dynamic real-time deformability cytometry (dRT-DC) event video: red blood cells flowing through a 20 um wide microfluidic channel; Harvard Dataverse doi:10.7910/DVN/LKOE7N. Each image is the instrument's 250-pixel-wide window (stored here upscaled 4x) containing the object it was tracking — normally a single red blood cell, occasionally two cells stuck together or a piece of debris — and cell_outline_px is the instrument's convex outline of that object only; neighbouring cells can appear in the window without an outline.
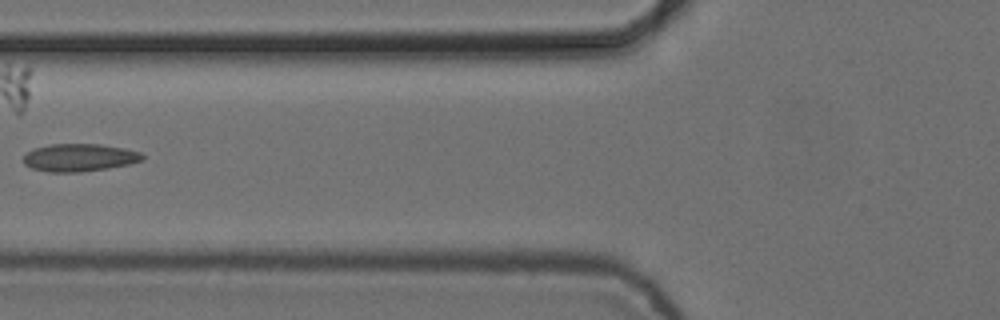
{"species": "common noctule bat (a hibernating species)", "species_latin": "Nyctalus noctula", "temperature_condition": "cold", "stored_images_in_passage": 5, "camera_frame_rate_fps": 3000, "um_per_image_px": 0.085, "animal": {"sex": "female", "body_mass_g": 24.6, "forearm_length_mm": 56.2}, "frame": {"image": 1, "passage_image": 3, "time_ms": 0.667, "image_size_px": [1000, 320], "cell_outline_px": [[144, 160], [128, 164], [108, 168], [80, 172], [48, 172], [32, 168], [24, 164], [24, 156], [32, 148], [52, 144], [100, 144], [124, 148], [140, 152], [144, 156]], "centroid_in_image_um": [6.74, 13.39], "position_along_channel_um": 119.1, "area_um2": 19.19}}
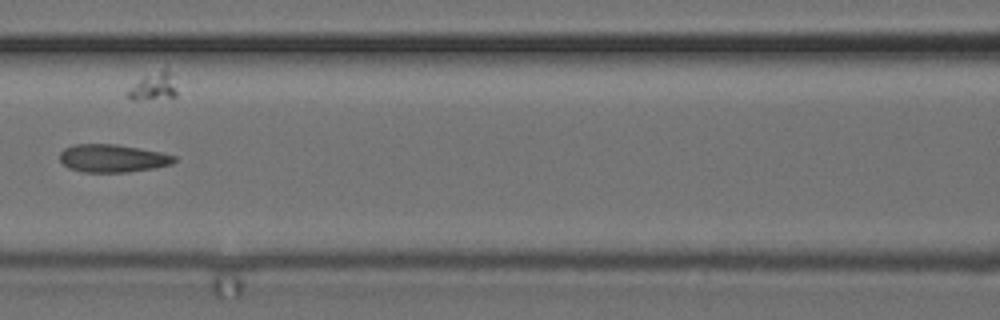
{"frame": {"image": 2, "passage_image": 4, "time_ms": 1.0, "image_size_px": [1000, 320], "cell_outline_px": [[176, 160], [172, 164], [152, 168], [128, 172], [84, 172], [68, 168], [60, 160], [60, 152], [64, 148], [76, 144], [116, 144], [160, 152], [176, 156]], "centroid_in_image_um": [9.55, 13.45], "position_along_channel_um": 157.0, "area_um2": 18.5}}